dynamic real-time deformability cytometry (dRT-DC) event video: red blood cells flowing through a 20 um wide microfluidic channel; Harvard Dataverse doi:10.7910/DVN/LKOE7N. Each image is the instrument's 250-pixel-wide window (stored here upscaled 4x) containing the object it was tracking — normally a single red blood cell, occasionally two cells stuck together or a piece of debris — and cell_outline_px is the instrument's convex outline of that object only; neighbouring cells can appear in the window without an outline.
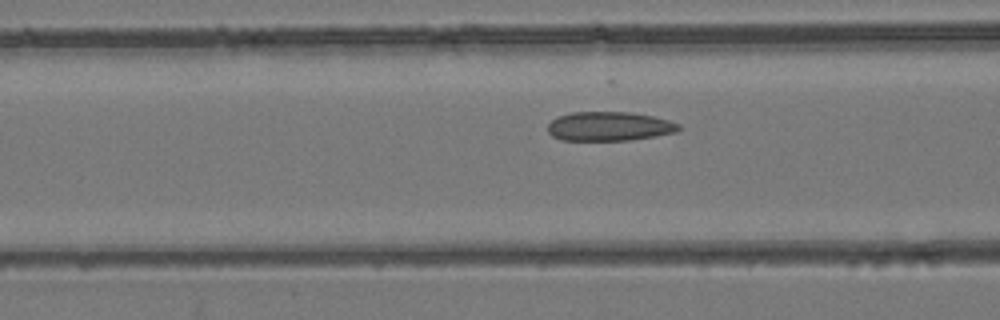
{"species": "common noctule bat (a hibernating species)", "species_latin": "Nyctalus noctula", "temperature_condition": "room temperature", "stored_images_in_passage": 36, "camera_frame_rate_fps": 3000, "um_per_image_px": 0.085, "animal": {"sex": "female", "body_mass_g": 24.6, "forearm_length_mm": 56.2}, "frame": {"image": 1, "passage_image": 6, "time_ms": 1.667, "image_size_px": [1000, 320], "cell_outline_px": [[684, 128], [676, 132], [656, 136], [628, 140], [560, 140], [552, 136], [548, 132], [548, 124], [556, 116], [572, 112], [632, 112], [652, 116], [668, 120], [680, 124]], "centroid_in_image_um": [51.79, 10.73], "position_along_channel_um": 114.8, "area_um2": 22.43}}
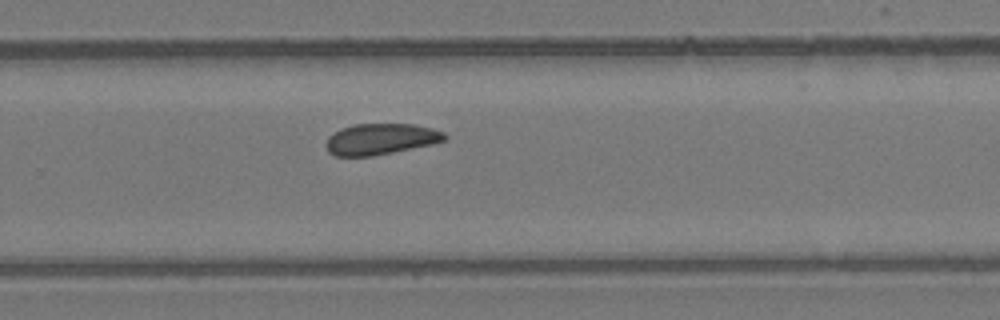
{"frame": {"image": 2, "passage_image": 19, "time_ms": 6.0, "image_size_px": [1000, 320], "cell_outline_px": [[448, 140], [432, 144], [372, 156], [336, 156], [328, 152], [328, 136], [340, 128], [356, 124], [412, 124], [432, 128], [444, 132], [448, 136]], "centroid_in_image_um": [32.4, 11.81], "position_along_channel_um": 297.4, "area_um2": 21.39}}
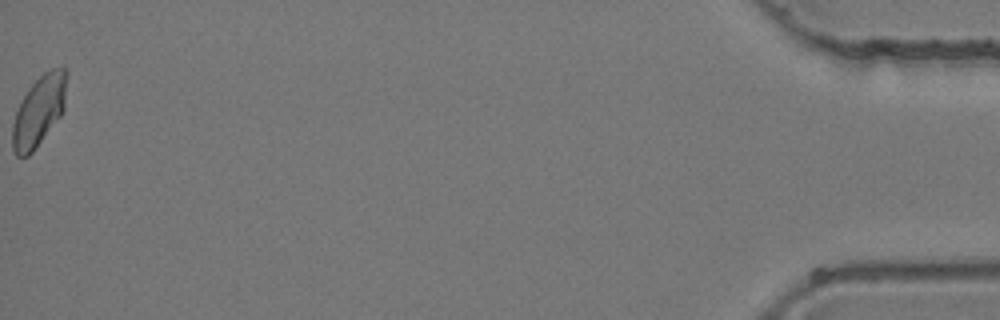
{"frame": {"image": 3, "passage_image": 36, "time_ms": 11.667, "image_size_px": [1000, 320], "cell_outline_px": [[68, 72], [64, 108], [60, 116], [32, 152], [28, 156], [16, 156], [12, 152], [12, 124], [16, 112], [28, 88], [44, 72], [60, 64], [64, 64]], "centroid_in_image_um": [3.33, 9.37], "position_along_channel_um": 431.9, "area_um2": 22.37}}